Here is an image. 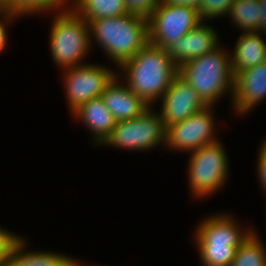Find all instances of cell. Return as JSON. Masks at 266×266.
<instances>
[{
    "label": "cell",
    "mask_w": 266,
    "mask_h": 266,
    "mask_svg": "<svg viewBox=\"0 0 266 266\" xmlns=\"http://www.w3.org/2000/svg\"><path fill=\"white\" fill-rule=\"evenodd\" d=\"M258 165H257V172L260 182L262 183L263 191L266 192V142L262 141V144L259 148L258 153Z\"/></svg>",
    "instance_id": "cell-25"
},
{
    "label": "cell",
    "mask_w": 266,
    "mask_h": 266,
    "mask_svg": "<svg viewBox=\"0 0 266 266\" xmlns=\"http://www.w3.org/2000/svg\"><path fill=\"white\" fill-rule=\"evenodd\" d=\"M119 78L123 80L122 76L117 74L101 95L117 122L139 117L151 107L129 89L124 81H119Z\"/></svg>",
    "instance_id": "cell-14"
},
{
    "label": "cell",
    "mask_w": 266,
    "mask_h": 266,
    "mask_svg": "<svg viewBox=\"0 0 266 266\" xmlns=\"http://www.w3.org/2000/svg\"><path fill=\"white\" fill-rule=\"evenodd\" d=\"M259 237L253 232L236 250L230 266H266V248Z\"/></svg>",
    "instance_id": "cell-20"
},
{
    "label": "cell",
    "mask_w": 266,
    "mask_h": 266,
    "mask_svg": "<svg viewBox=\"0 0 266 266\" xmlns=\"http://www.w3.org/2000/svg\"><path fill=\"white\" fill-rule=\"evenodd\" d=\"M160 2L171 4V5H184L191 6L198 9L201 0H160Z\"/></svg>",
    "instance_id": "cell-27"
},
{
    "label": "cell",
    "mask_w": 266,
    "mask_h": 266,
    "mask_svg": "<svg viewBox=\"0 0 266 266\" xmlns=\"http://www.w3.org/2000/svg\"><path fill=\"white\" fill-rule=\"evenodd\" d=\"M19 16L13 14L12 12L8 11L3 17H0V53L3 51L7 45V30H6V25L10 21L12 22L14 19L18 18ZM14 18V19H13ZM4 19V20H2ZM2 20V21H1ZM10 20V21H9ZM5 22V23H3Z\"/></svg>",
    "instance_id": "cell-26"
},
{
    "label": "cell",
    "mask_w": 266,
    "mask_h": 266,
    "mask_svg": "<svg viewBox=\"0 0 266 266\" xmlns=\"http://www.w3.org/2000/svg\"><path fill=\"white\" fill-rule=\"evenodd\" d=\"M129 13L148 17L159 5L160 0H125Z\"/></svg>",
    "instance_id": "cell-23"
},
{
    "label": "cell",
    "mask_w": 266,
    "mask_h": 266,
    "mask_svg": "<svg viewBox=\"0 0 266 266\" xmlns=\"http://www.w3.org/2000/svg\"><path fill=\"white\" fill-rule=\"evenodd\" d=\"M259 0H234L228 16L243 32L259 31L261 12Z\"/></svg>",
    "instance_id": "cell-19"
},
{
    "label": "cell",
    "mask_w": 266,
    "mask_h": 266,
    "mask_svg": "<svg viewBox=\"0 0 266 266\" xmlns=\"http://www.w3.org/2000/svg\"><path fill=\"white\" fill-rule=\"evenodd\" d=\"M266 98V61L257 66L234 74V93L232 108L234 114L251 112L259 102Z\"/></svg>",
    "instance_id": "cell-12"
},
{
    "label": "cell",
    "mask_w": 266,
    "mask_h": 266,
    "mask_svg": "<svg viewBox=\"0 0 266 266\" xmlns=\"http://www.w3.org/2000/svg\"><path fill=\"white\" fill-rule=\"evenodd\" d=\"M54 13L49 37L53 61L62 70L83 65L82 58L92 47L89 23L71 6H64Z\"/></svg>",
    "instance_id": "cell-5"
},
{
    "label": "cell",
    "mask_w": 266,
    "mask_h": 266,
    "mask_svg": "<svg viewBox=\"0 0 266 266\" xmlns=\"http://www.w3.org/2000/svg\"><path fill=\"white\" fill-rule=\"evenodd\" d=\"M8 12L7 5L5 2L0 0V17H3Z\"/></svg>",
    "instance_id": "cell-29"
},
{
    "label": "cell",
    "mask_w": 266,
    "mask_h": 266,
    "mask_svg": "<svg viewBox=\"0 0 266 266\" xmlns=\"http://www.w3.org/2000/svg\"><path fill=\"white\" fill-rule=\"evenodd\" d=\"M68 0H10L6 5L8 11L19 16L32 15L34 13L54 12L63 8Z\"/></svg>",
    "instance_id": "cell-21"
},
{
    "label": "cell",
    "mask_w": 266,
    "mask_h": 266,
    "mask_svg": "<svg viewBox=\"0 0 266 266\" xmlns=\"http://www.w3.org/2000/svg\"><path fill=\"white\" fill-rule=\"evenodd\" d=\"M90 37L119 68L149 43L147 17L127 13L89 22Z\"/></svg>",
    "instance_id": "cell-2"
},
{
    "label": "cell",
    "mask_w": 266,
    "mask_h": 266,
    "mask_svg": "<svg viewBox=\"0 0 266 266\" xmlns=\"http://www.w3.org/2000/svg\"><path fill=\"white\" fill-rule=\"evenodd\" d=\"M232 217L214 214L198 224L194 238L203 266H230L236 250L255 231L240 227Z\"/></svg>",
    "instance_id": "cell-3"
},
{
    "label": "cell",
    "mask_w": 266,
    "mask_h": 266,
    "mask_svg": "<svg viewBox=\"0 0 266 266\" xmlns=\"http://www.w3.org/2000/svg\"><path fill=\"white\" fill-rule=\"evenodd\" d=\"M166 127L160 113L152 107L134 119L118 121L103 146L131 150H149L160 144L165 146Z\"/></svg>",
    "instance_id": "cell-7"
},
{
    "label": "cell",
    "mask_w": 266,
    "mask_h": 266,
    "mask_svg": "<svg viewBox=\"0 0 266 266\" xmlns=\"http://www.w3.org/2000/svg\"><path fill=\"white\" fill-rule=\"evenodd\" d=\"M188 180L193 197L213 195L225 184L229 172L228 154L220 141L190 152Z\"/></svg>",
    "instance_id": "cell-6"
},
{
    "label": "cell",
    "mask_w": 266,
    "mask_h": 266,
    "mask_svg": "<svg viewBox=\"0 0 266 266\" xmlns=\"http://www.w3.org/2000/svg\"><path fill=\"white\" fill-rule=\"evenodd\" d=\"M234 0H201L198 6L200 20H215L218 17L227 16Z\"/></svg>",
    "instance_id": "cell-22"
},
{
    "label": "cell",
    "mask_w": 266,
    "mask_h": 266,
    "mask_svg": "<svg viewBox=\"0 0 266 266\" xmlns=\"http://www.w3.org/2000/svg\"><path fill=\"white\" fill-rule=\"evenodd\" d=\"M18 237V234L0 228V266H7L10 249Z\"/></svg>",
    "instance_id": "cell-24"
},
{
    "label": "cell",
    "mask_w": 266,
    "mask_h": 266,
    "mask_svg": "<svg viewBox=\"0 0 266 266\" xmlns=\"http://www.w3.org/2000/svg\"><path fill=\"white\" fill-rule=\"evenodd\" d=\"M149 43L166 49L193 30L200 20L198 9L160 2L147 17Z\"/></svg>",
    "instance_id": "cell-8"
},
{
    "label": "cell",
    "mask_w": 266,
    "mask_h": 266,
    "mask_svg": "<svg viewBox=\"0 0 266 266\" xmlns=\"http://www.w3.org/2000/svg\"><path fill=\"white\" fill-rule=\"evenodd\" d=\"M3 2H5V4H7L10 0H2Z\"/></svg>",
    "instance_id": "cell-30"
},
{
    "label": "cell",
    "mask_w": 266,
    "mask_h": 266,
    "mask_svg": "<svg viewBox=\"0 0 266 266\" xmlns=\"http://www.w3.org/2000/svg\"><path fill=\"white\" fill-rule=\"evenodd\" d=\"M72 2L71 7L88 23L98 18H113L129 13L125 0H73Z\"/></svg>",
    "instance_id": "cell-18"
},
{
    "label": "cell",
    "mask_w": 266,
    "mask_h": 266,
    "mask_svg": "<svg viewBox=\"0 0 266 266\" xmlns=\"http://www.w3.org/2000/svg\"><path fill=\"white\" fill-rule=\"evenodd\" d=\"M63 73H65L63 83L71 114L87 101L100 97L117 76L115 71L91 63L63 70Z\"/></svg>",
    "instance_id": "cell-9"
},
{
    "label": "cell",
    "mask_w": 266,
    "mask_h": 266,
    "mask_svg": "<svg viewBox=\"0 0 266 266\" xmlns=\"http://www.w3.org/2000/svg\"><path fill=\"white\" fill-rule=\"evenodd\" d=\"M213 106L194 113L187 119L166 128L165 146L171 150L192 152L202 146L218 142L214 132Z\"/></svg>",
    "instance_id": "cell-10"
},
{
    "label": "cell",
    "mask_w": 266,
    "mask_h": 266,
    "mask_svg": "<svg viewBox=\"0 0 266 266\" xmlns=\"http://www.w3.org/2000/svg\"><path fill=\"white\" fill-rule=\"evenodd\" d=\"M218 37L216 30L202 21L193 30L169 45L166 52L171 60L180 67L220 46Z\"/></svg>",
    "instance_id": "cell-13"
},
{
    "label": "cell",
    "mask_w": 266,
    "mask_h": 266,
    "mask_svg": "<svg viewBox=\"0 0 266 266\" xmlns=\"http://www.w3.org/2000/svg\"><path fill=\"white\" fill-rule=\"evenodd\" d=\"M220 47L179 67V75L196 90L208 106H214L227 91L233 98L234 73L230 54Z\"/></svg>",
    "instance_id": "cell-4"
},
{
    "label": "cell",
    "mask_w": 266,
    "mask_h": 266,
    "mask_svg": "<svg viewBox=\"0 0 266 266\" xmlns=\"http://www.w3.org/2000/svg\"><path fill=\"white\" fill-rule=\"evenodd\" d=\"M260 3V9L262 10L261 12V27L259 29V32L264 35L266 34V0H259Z\"/></svg>",
    "instance_id": "cell-28"
},
{
    "label": "cell",
    "mask_w": 266,
    "mask_h": 266,
    "mask_svg": "<svg viewBox=\"0 0 266 266\" xmlns=\"http://www.w3.org/2000/svg\"><path fill=\"white\" fill-rule=\"evenodd\" d=\"M19 236L10 249L7 266H84L77 259L52 251L25 249L27 242ZM26 250V251H25Z\"/></svg>",
    "instance_id": "cell-17"
},
{
    "label": "cell",
    "mask_w": 266,
    "mask_h": 266,
    "mask_svg": "<svg viewBox=\"0 0 266 266\" xmlns=\"http://www.w3.org/2000/svg\"><path fill=\"white\" fill-rule=\"evenodd\" d=\"M71 115L86 125L95 138V145L99 146L110 136L117 122L101 96L87 101Z\"/></svg>",
    "instance_id": "cell-15"
},
{
    "label": "cell",
    "mask_w": 266,
    "mask_h": 266,
    "mask_svg": "<svg viewBox=\"0 0 266 266\" xmlns=\"http://www.w3.org/2000/svg\"><path fill=\"white\" fill-rule=\"evenodd\" d=\"M126 76V85L149 106L160 100L179 74V67L171 60L166 49L148 43L119 68Z\"/></svg>",
    "instance_id": "cell-1"
},
{
    "label": "cell",
    "mask_w": 266,
    "mask_h": 266,
    "mask_svg": "<svg viewBox=\"0 0 266 266\" xmlns=\"http://www.w3.org/2000/svg\"><path fill=\"white\" fill-rule=\"evenodd\" d=\"M207 106L196 90L178 74L161 97L159 113L167 128Z\"/></svg>",
    "instance_id": "cell-11"
},
{
    "label": "cell",
    "mask_w": 266,
    "mask_h": 266,
    "mask_svg": "<svg viewBox=\"0 0 266 266\" xmlns=\"http://www.w3.org/2000/svg\"><path fill=\"white\" fill-rule=\"evenodd\" d=\"M259 31L241 32L237 43L230 52L232 71L241 72L266 61V41Z\"/></svg>",
    "instance_id": "cell-16"
}]
</instances>
